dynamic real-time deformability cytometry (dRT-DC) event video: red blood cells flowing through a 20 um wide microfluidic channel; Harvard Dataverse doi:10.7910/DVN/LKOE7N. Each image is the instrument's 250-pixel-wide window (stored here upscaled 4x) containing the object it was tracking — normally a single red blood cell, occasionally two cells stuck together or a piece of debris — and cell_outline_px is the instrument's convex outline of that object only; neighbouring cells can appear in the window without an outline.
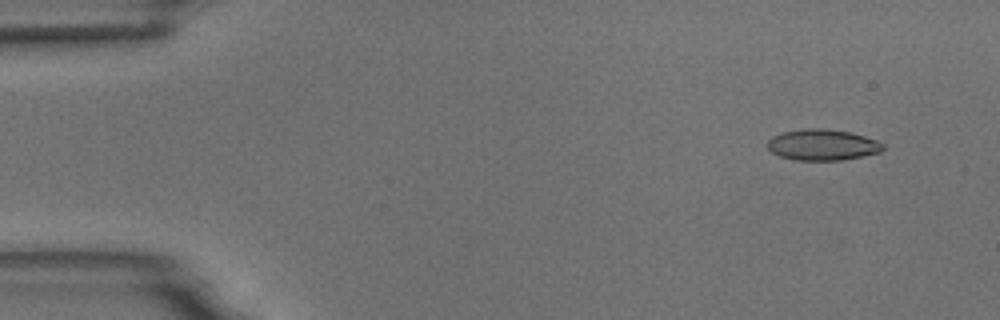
{"species": "common noctule bat (a hibernating species)", "species_latin": "Nyctalus noctula", "temperature_condition": "room temperature", "stored_images_in_passage": 5, "camera_frame_rate_fps": 3000, "um_per_image_px": 0.085, "animal": {"sex": "male", "body_mass_g": 18.8}, "frame": {"image": 1, "passage_image": 2, "time_ms": 1.0, "image_size_px": [1000, 320], "cell_outline_px": [[884, 148], [880, 152], [840, 160], [796, 160], [780, 156], [772, 152], [768, 148], [768, 140], [772, 136], [784, 132], [808, 128], [820, 128], [848, 132], [864, 136], [876, 140], [884, 144]], "centroid_in_image_um": [69.9, 12.31], "position_along_channel_um": 15.1, "area_um2": 20.58}}
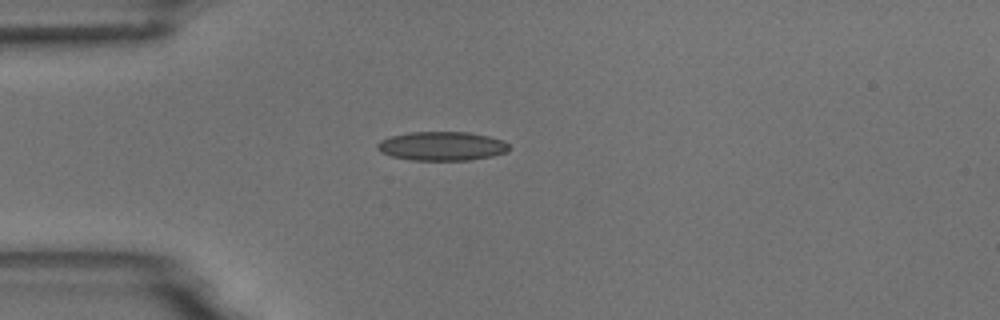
{"frame": {"image": 2, "passage_image": 5, "time_ms": 4.333, "image_size_px": [1000, 320], "cell_outline_px": [[508, 152], [492, 156], [468, 160], [412, 160], [392, 156], [380, 152], [376, 148], [376, 144], [380, 140], [392, 136], [408, 132], [468, 132], [488, 136], [504, 140], [508, 144]], "centroid_in_image_um": [37.55, 12.41], "position_along_channel_um": 47.4, "area_um2": 22.25}}